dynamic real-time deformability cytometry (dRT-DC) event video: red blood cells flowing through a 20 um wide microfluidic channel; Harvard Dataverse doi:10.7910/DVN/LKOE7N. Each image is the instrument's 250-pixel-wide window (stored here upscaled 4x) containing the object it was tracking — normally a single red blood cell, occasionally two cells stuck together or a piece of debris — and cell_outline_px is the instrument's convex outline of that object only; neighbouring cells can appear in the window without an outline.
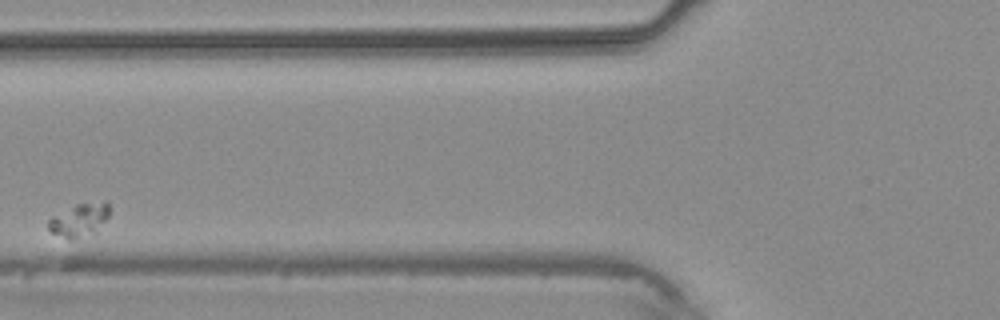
{"species": "common noctule bat (a hibernating species)", "species_latin": "Nyctalus noctula", "temperature_condition": "warm", "stored_images_in_passage": 5, "segment_of_instrument_passage": [1, 2], "camera_frame_rate_fps": 3000, "um_per_image_px": 0.085, "animal": {"sex": "male", "body_mass_g": 20.4}, "frame": {"image": 1, "passage_image": 2, "time_ms": 1.333, "image_size_px": [1000, 320], "cell_outline_px": [[108, 216], [104, 220], [76, 240], [68, 240], [52, 232], [48, 228], [48, 220], [52, 216], [76, 204], [108, 204]], "centroid_in_image_um": [6.6, 18.72], "position_along_channel_um": 119.2, "area_um2": 10.75}}
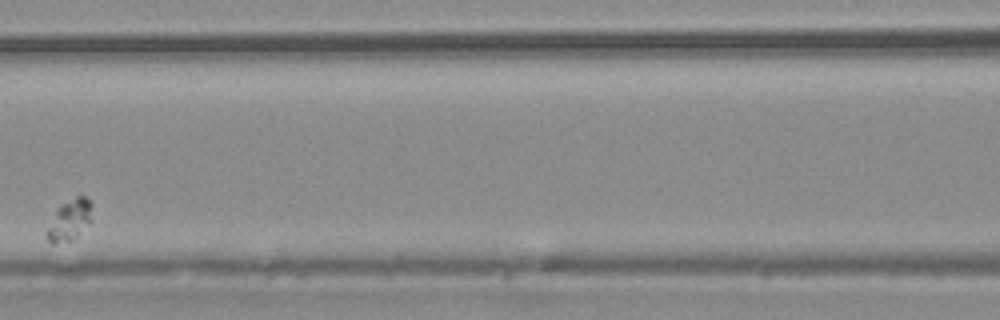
{"frame": {"image": 2, "passage_image": 3, "time_ms": 2.333, "image_size_px": [1000, 320], "cell_outline_px": [[92, 220], [72, 240], [52, 244], [48, 240], [48, 228], [60, 204], [76, 196], [84, 196], [92, 204]], "centroid_in_image_um": [5.96, 18.68], "position_along_channel_um": 160.6, "area_um2": 10.46}}
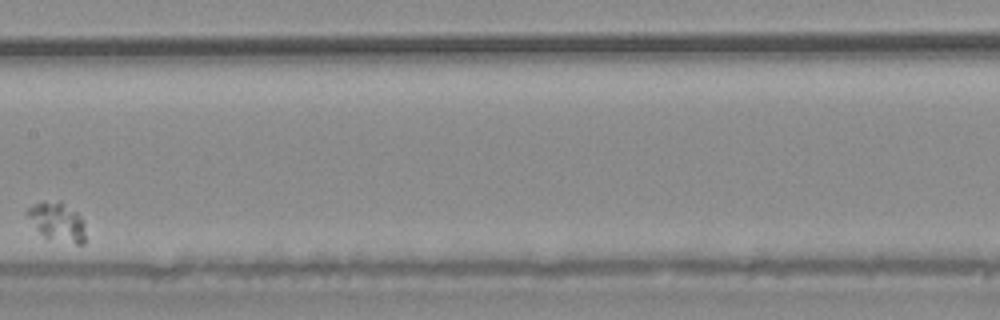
{"frame": {"image": 3, "passage_image": 4, "time_ms": 3.333, "image_size_px": [1000, 320], "cell_outline_px": [[84, 244], [76, 244], [44, 236], [40, 232], [28, 216], [28, 208], [44, 200], [60, 200], [76, 212], [80, 216], [84, 224]], "centroid_in_image_um": [4.9, 18.81], "position_along_channel_um": 202.5, "area_um2": 12.72}}